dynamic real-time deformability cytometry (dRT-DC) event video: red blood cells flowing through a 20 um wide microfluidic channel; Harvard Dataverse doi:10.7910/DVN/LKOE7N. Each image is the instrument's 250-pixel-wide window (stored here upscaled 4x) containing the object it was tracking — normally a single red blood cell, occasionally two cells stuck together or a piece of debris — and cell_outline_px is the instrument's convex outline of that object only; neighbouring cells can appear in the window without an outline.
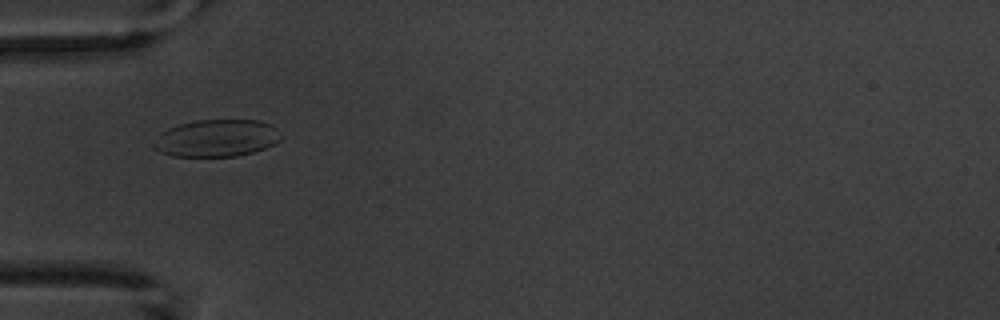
{"species": "common noctule bat (a hibernating species)", "species_latin": "Nyctalus noctula", "temperature_condition": "warm", "stored_images_in_passage": 15, "camera_frame_rate_fps": 3000, "um_per_image_px": 0.085, "animal": {"sex": "male", "body_mass_g": 20.1, "forearm_length_mm": 53.5}, "frame": {"image": 1, "passage_image": 5, "time_ms": 5.667, "image_size_px": [1000, 320], "cell_outline_px": [[280, 140], [276, 144], [252, 152], [236, 156], [172, 156], [160, 152], [152, 148], [152, 144], [160, 132], [168, 128], [180, 124], [196, 120], [260, 120], [276, 128], [280, 136]], "centroid_in_image_um": [18.37, 11.74], "position_along_channel_um": 66.6, "area_um2": 27.57}}
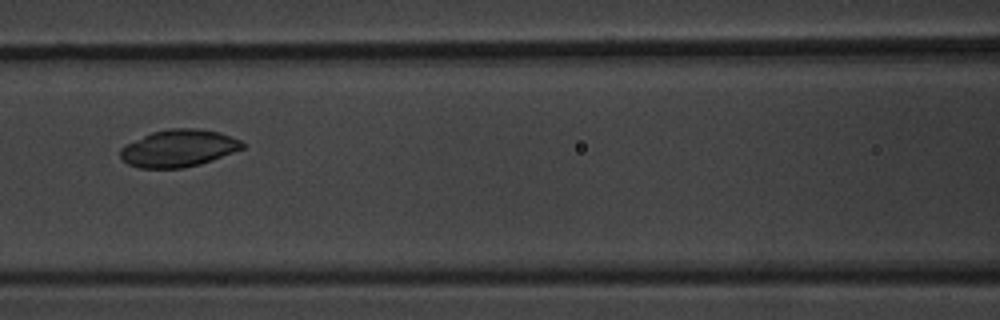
{"frame": {"image": 2, "passage_image": 7, "time_ms": 8.0, "image_size_px": [1000, 320], "cell_outline_px": [[244, 148], [212, 160], [200, 164], [184, 168], [140, 168], [128, 164], [120, 156], [120, 148], [124, 144], [152, 132], [168, 128], [196, 128], [220, 132], [240, 140], [244, 144]], "centroid_in_image_um": [15.16, 12.6], "position_along_channel_um": 151.4, "area_um2": 26.53}}
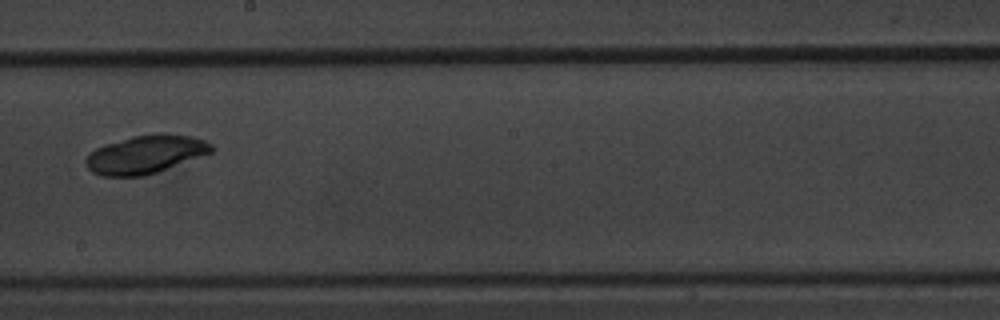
{"frame": {"image": 3, "passage_image": 9, "time_ms": 10.333, "image_size_px": [1000, 320], "cell_outline_px": [[216, 148], [212, 152], [156, 172], [144, 176], [100, 176], [92, 172], [88, 168], [84, 160], [88, 152], [104, 144], [132, 136], [156, 132], [160, 132], [192, 136], [204, 140], [212, 144]], "centroid_in_image_um": [12.35, 13.1], "position_along_channel_um": 235.9, "area_um2": 28.26}, "authors_computed_cell_mechanics": {"area_um2": 27.2816, "velocity_mm_per_s": 3.6226, "shape_relaxation_time_tau1_ms": null, "shape_relaxation_time_tau2_ms": 3.5205, "deformation_change_tau1": null, "deformation_change_tau2": 0.0188}}